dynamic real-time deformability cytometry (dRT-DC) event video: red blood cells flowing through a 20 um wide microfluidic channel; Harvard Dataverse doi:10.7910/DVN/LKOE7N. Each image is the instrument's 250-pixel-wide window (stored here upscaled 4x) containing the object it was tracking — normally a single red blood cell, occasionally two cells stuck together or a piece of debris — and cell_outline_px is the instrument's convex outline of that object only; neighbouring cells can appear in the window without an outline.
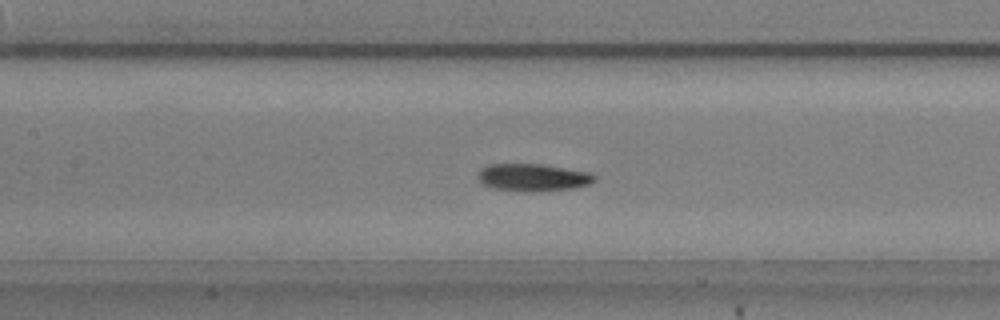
{"species": "common noctule bat (a hibernating species)", "species_latin": "Nyctalus noctula", "temperature_condition": "warm", "stored_images_in_passage": 55, "camera_frame_rate_fps": 3000, "um_per_image_px": 0.085, "animal": {"sex": "male", "body_mass_g": 20.5, "forearm_length_mm": 52.5}, "frame": {"image": 1, "passage_image": 24, "time_ms": 7.667, "image_size_px": [1000, 320], "cell_outline_px": [[596, 180], [588, 184], [572, 188], [532, 192], [524, 192], [492, 188], [480, 184], [476, 176], [480, 168], [488, 164], [544, 164], [592, 172], [596, 176]], "centroid_in_image_um": [45.26, 15.08], "position_along_channel_um": 162.1, "area_um2": 19.07}}
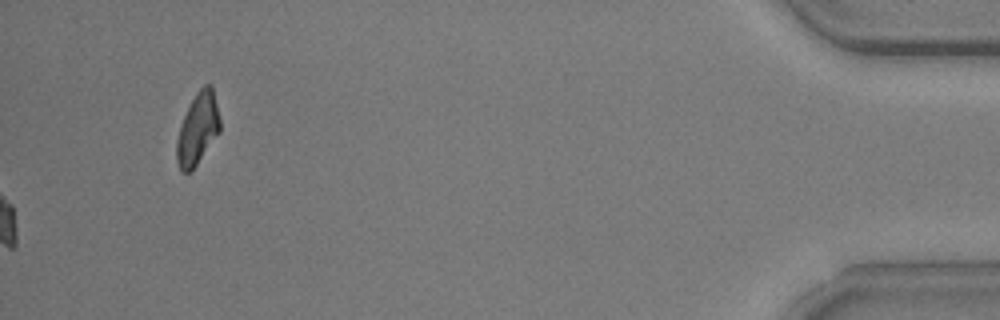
{"frame": {"image": 2, "passage_image": 55, "time_ms": 18.0, "image_size_px": [1000, 320], "cell_outline_px": [[220, 132], [192, 172], [180, 172], [176, 160], [176, 140], [180, 124], [196, 92], [204, 84], [212, 84], [220, 120]], "centroid_in_image_um": [16.8, 10.99], "position_along_channel_um": 418.4, "area_um2": 18.32}, "authors_computed_cell_mechanics": {"area_um2": 18.0914, "velocity_mm_per_s": 3.7356, "shape_relaxation_time_tau1_ms": 3.2399, "shape_relaxation_time_tau2_ms": null, "deformation_change_tau1": 0.1277, "deformation_change_tau2": null}}